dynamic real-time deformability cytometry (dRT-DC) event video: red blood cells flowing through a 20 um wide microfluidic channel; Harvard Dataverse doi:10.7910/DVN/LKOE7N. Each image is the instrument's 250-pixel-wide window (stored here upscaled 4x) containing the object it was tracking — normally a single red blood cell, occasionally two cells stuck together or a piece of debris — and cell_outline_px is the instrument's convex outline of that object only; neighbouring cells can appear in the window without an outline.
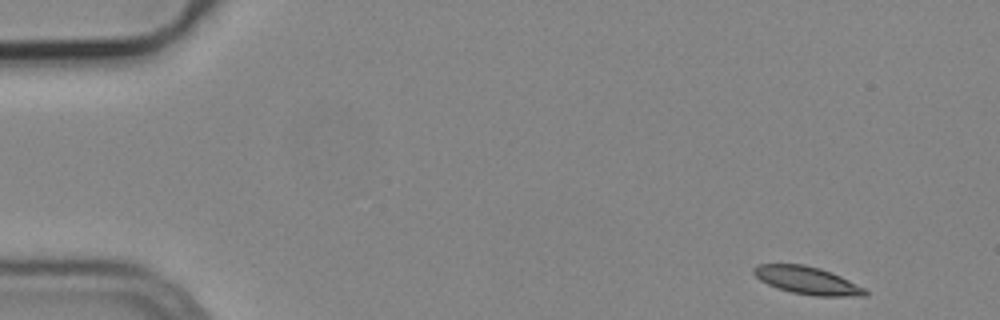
{"species": "common noctule bat (a hibernating species)", "species_latin": "Nyctalus noctula", "temperature_condition": "cold", "stored_images_in_passage": 51, "camera_frame_rate_fps": 3000, "um_per_image_px": 0.085, "animal": {"sex": "male", "body_mass_g": 19.2, "forearm_length_mm": 51.8}, "frame": {"image": 1, "passage_image": 1, "time_ms": 0.0, "image_size_px": [1000, 320], "cell_outline_px": [[868, 296], [812, 296], [792, 292], [776, 288], [760, 280], [752, 272], [752, 268], [756, 264], [804, 264], [820, 268], [840, 276], [864, 288], [868, 292]], "centroid_in_image_um": [68.58, 23.83], "position_along_channel_um": 16.4, "area_um2": 17.98}}
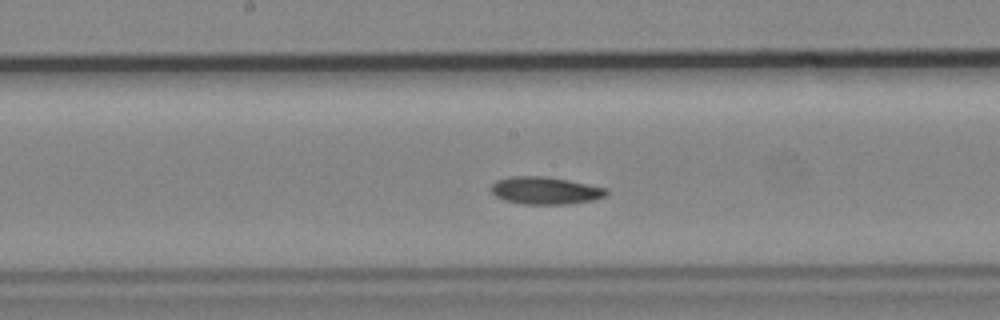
{"frame": {"image": 2, "passage_image": 25, "time_ms": 8.0, "image_size_px": [1000, 320], "cell_outline_px": [[608, 192], [604, 196], [592, 200], [568, 204], [524, 204], [504, 200], [496, 196], [492, 192], [492, 184], [496, 180], [508, 176], [544, 176], [568, 180], [608, 188]], "centroid_in_image_um": [46.34, 16.19], "position_along_channel_um": 201.9, "area_um2": 18.38}}
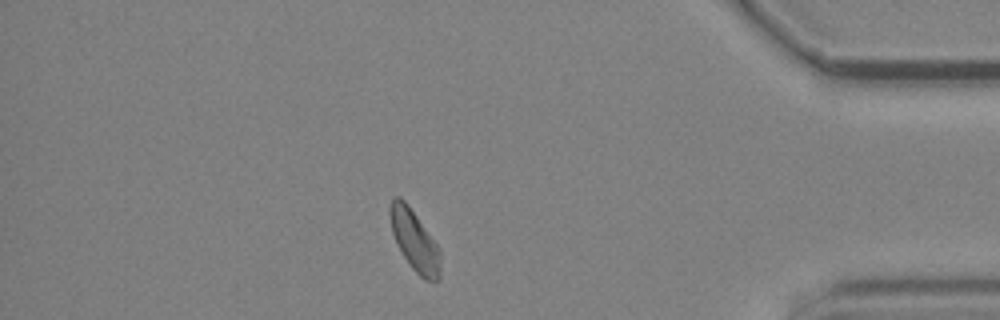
{"frame": {"image": 3, "passage_image": 44, "time_ms": 14.333, "image_size_px": [1000, 320], "cell_outline_px": [[440, 280], [424, 280], [412, 268], [396, 244], [392, 232], [388, 216], [388, 212], [392, 196], [400, 196], [408, 204], [436, 244], [440, 252]], "centroid_in_image_um": [35.2, 20.42], "position_along_channel_um": 400.0, "area_um2": 17.8}, "authors_computed_cell_mechanics": {"area_um2": 18.0914, "velocity_mm_per_s": 3.7352, "shape_relaxation_time_tau1_ms": 8.7579, "shape_relaxation_time_tau2_ms": null, "deformation_change_tau1": 0.1516, "deformation_change_tau2": null}}